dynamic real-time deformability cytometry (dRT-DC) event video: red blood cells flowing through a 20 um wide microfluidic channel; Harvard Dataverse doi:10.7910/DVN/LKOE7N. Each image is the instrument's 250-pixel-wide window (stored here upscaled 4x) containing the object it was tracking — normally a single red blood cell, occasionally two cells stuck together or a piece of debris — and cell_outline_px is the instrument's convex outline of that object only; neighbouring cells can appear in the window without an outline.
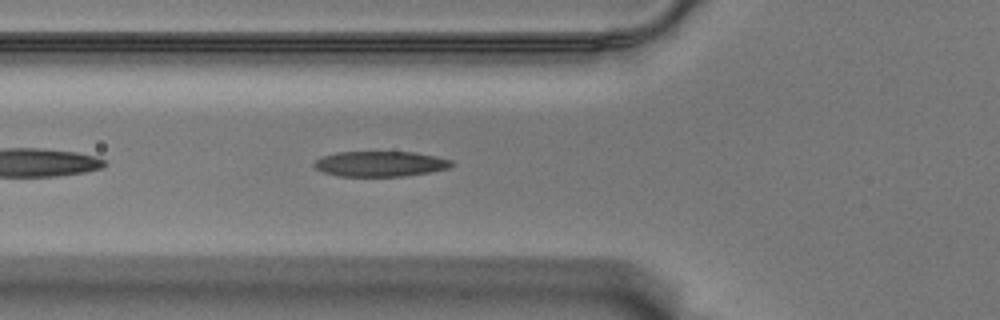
{"species": "Egyptian fruit bat (a non-hibernating species)", "species_latin": "Rousettus aegyptiacus", "temperature_condition": "warm", "stored_images_in_passage": 38, "camera_frame_rate_fps": 3000, "um_per_image_px": 0.085, "animal": {"sex": "male"}, "frame": {"image": 1, "passage_image": 4, "time_ms": 1.0, "image_size_px": [1000, 320], "cell_outline_px": [[456, 164], [448, 168], [428, 172], [404, 176], [336, 176], [324, 172], [316, 168], [312, 164], [316, 160], [324, 156], [336, 152], [416, 152], [436, 156], [452, 160]], "centroid_in_image_um": [32.34, 13.92], "position_along_channel_um": 93.5, "area_um2": 20.29}}
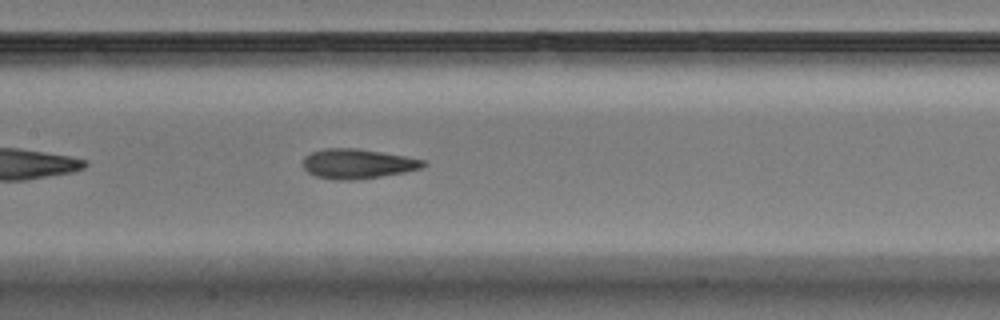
{"frame": {"image": 2, "passage_image": 11, "time_ms": 3.333, "image_size_px": [1000, 320], "cell_outline_px": [[428, 164], [424, 168], [404, 172], [380, 176], [352, 180], [336, 180], [316, 176], [308, 172], [304, 168], [304, 156], [312, 152], [324, 148], [356, 148], [404, 156], [424, 160]], "centroid_in_image_um": [30.4, 13.92], "position_along_channel_um": 177.0, "area_um2": 20.69}}
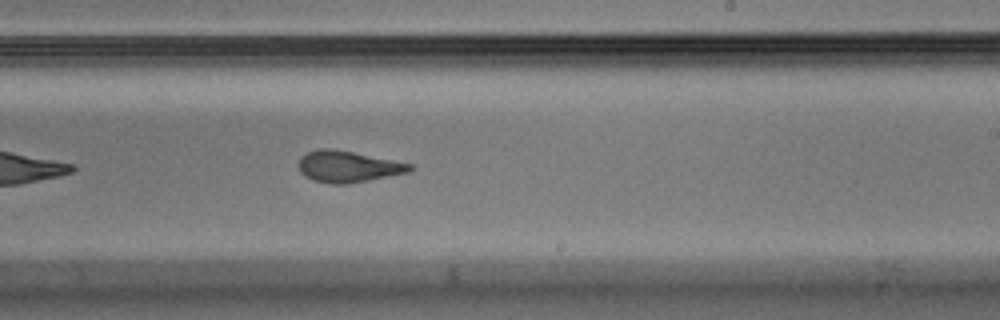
{"frame": {"image": 3, "passage_image": 18, "time_ms": 5.667, "image_size_px": [1000, 320], "cell_outline_px": [[412, 168], [408, 172], [348, 184], [332, 184], [312, 180], [304, 176], [300, 172], [300, 156], [316, 148], [332, 148], [412, 164]], "centroid_in_image_um": [29.52, 14.16], "position_along_channel_um": 259.5, "area_um2": 20.11}}